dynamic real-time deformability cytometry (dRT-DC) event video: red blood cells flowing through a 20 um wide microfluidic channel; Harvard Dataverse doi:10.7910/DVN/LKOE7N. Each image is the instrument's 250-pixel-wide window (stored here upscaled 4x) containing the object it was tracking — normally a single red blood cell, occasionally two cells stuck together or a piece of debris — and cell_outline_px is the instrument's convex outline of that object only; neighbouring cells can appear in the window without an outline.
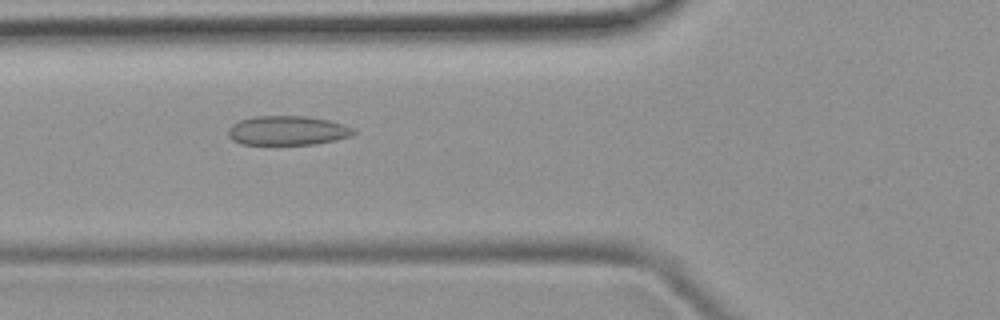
{"species": "common noctule bat (a hibernating species)", "species_latin": "Nyctalus noctula", "temperature_condition": "room temperature", "stored_images_in_passage": 33, "camera_frame_rate_fps": 3000, "um_per_image_px": 0.085, "animal": {"sex": "female", "body_mass_g": 19.9}, "frame": {"image": 1, "passage_image": 3, "time_ms": 0.667, "image_size_px": [1000, 320], "cell_outline_px": [[356, 132], [352, 136], [336, 140], [312, 144], [240, 144], [232, 140], [228, 136], [228, 128], [232, 124], [240, 120], [256, 116], [308, 116], [328, 120], [344, 124], [352, 128]], "centroid_in_image_um": [24.43, 11.09], "position_along_channel_um": 101.4, "area_um2": 21.44}}
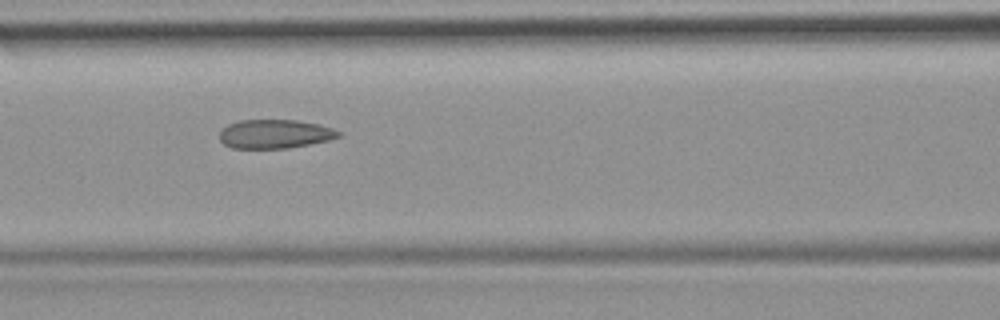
{"frame": {"image": 2, "passage_image": 6, "time_ms": 1.667, "image_size_px": [1000, 320], "cell_outline_px": [[340, 136], [332, 140], [288, 148], [232, 148], [224, 144], [220, 140], [220, 132], [228, 124], [240, 120], [296, 120], [320, 124], [332, 128], [340, 132]], "centroid_in_image_um": [23.39, 11.39], "position_along_channel_um": 143.2, "area_um2": 20.06}}
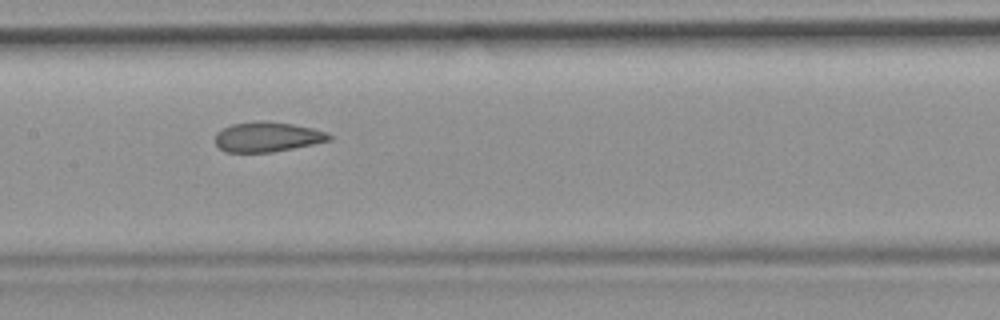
{"frame": {"image": 3, "passage_image": 9, "time_ms": 2.667, "image_size_px": [1000, 320], "cell_outline_px": [[332, 140], [272, 152], [224, 152], [216, 144], [216, 132], [232, 124], [264, 120], [292, 124], [312, 128], [328, 132], [332, 136]], "centroid_in_image_um": [22.73, 11.63], "position_along_channel_um": 184.7, "area_um2": 19.77}}